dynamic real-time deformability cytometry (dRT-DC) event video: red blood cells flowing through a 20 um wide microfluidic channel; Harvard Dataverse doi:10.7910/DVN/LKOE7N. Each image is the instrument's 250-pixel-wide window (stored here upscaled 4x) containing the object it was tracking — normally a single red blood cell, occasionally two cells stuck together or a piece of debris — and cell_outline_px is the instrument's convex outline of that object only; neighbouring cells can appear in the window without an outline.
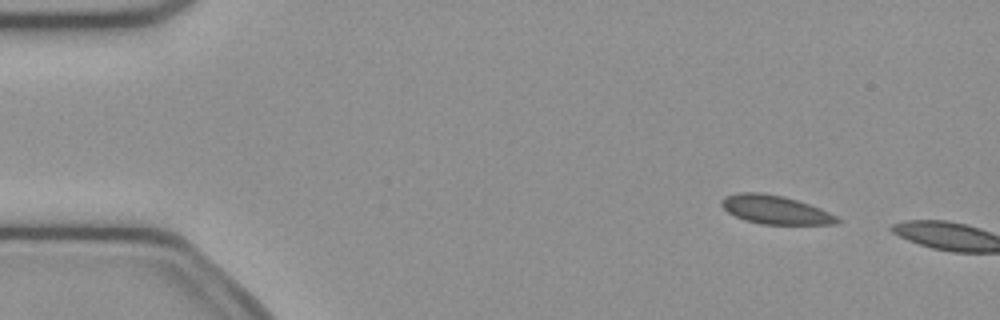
{"species": "common noctule bat (a hibernating species)", "species_latin": "Nyctalus noctula", "temperature_condition": "cold", "stored_images_in_passage": 3, "camera_frame_rate_fps": 3000, "um_per_image_px": 0.085, "animal": {"sex": "female", "body_mass_g": 21.9}, "frame": {"image": 1, "passage_image": 1, "time_ms": 0.0, "image_size_px": [1000, 320], "cell_outline_px": [[840, 220], [836, 224], [760, 224], [744, 220], [728, 212], [720, 204], [720, 200], [724, 196], [736, 192], [760, 192], [784, 196], [820, 208], [836, 216]], "centroid_in_image_um": [65.84, 17.81], "position_along_channel_um": 19.2, "area_um2": 19.25}}